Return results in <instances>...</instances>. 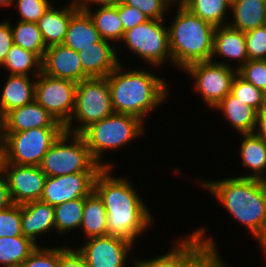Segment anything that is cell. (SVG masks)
<instances>
[{
	"label": "cell",
	"mask_w": 266,
	"mask_h": 267,
	"mask_svg": "<svg viewBox=\"0 0 266 267\" xmlns=\"http://www.w3.org/2000/svg\"><path fill=\"white\" fill-rule=\"evenodd\" d=\"M123 2L131 7L137 8L149 19L164 20V12L168 10L169 5L174 3L173 0H123ZM167 7V9H166Z\"/></svg>",
	"instance_id": "40"
},
{
	"label": "cell",
	"mask_w": 266,
	"mask_h": 267,
	"mask_svg": "<svg viewBox=\"0 0 266 267\" xmlns=\"http://www.w3.org/2000/svg\"><path fill=\"white\" fill-rule=\"evenodd\" d=\"M13 44L11 23L8 21L0 23V66Z\"/></svg>",
	"instance_id": "44"
},
{
	"label": "cell",
	"mask_w": 266,
	"mask_h": 267,
	"mask_svg": "<svg viewBox=\"0 0 266 267\" xmlns=\"http://www.w3.org/2000/svg\"><path fill=\"white\" fill-rule=\"evenodd\" d=\"M109 42L101 39L78 52L83 71L89 78L107 77L120 64L116 55L118 50Z\"/></svg>",
	"instance_id": "18"
},
{
	"label": "cell",
	"mask_w": 266,
	"mask_h": 267,
	"mask_svg": "<svg viewBox=\"0 0 266 267\" xmlns=\"http://www.w3.org/2000/svg\"><path fill=\"white\" fill-rule=\"evenodd\" d=\"M37 77L34 100L65 126L75 109L77 83L53 78L42 72Z\"/></svg>",
	"instance_id": "11"
},
{
	"label": "cell",
	"mask_w": 266,
	"mask_h": 267,
	"mask_svg": "<svg viewBox=\"0 0 266 267\" xmlns=\"http://www.w3.org/2000/svg\"><path fill=\"white\" fill-rule=\"evenodd\" d=\"M118 12L124 31L150 20L143 12L137 8L126 5L123 1L118 4Z\"/></svg>",
	"instance_id": "41"
},
{
	"label": "cell",
	"mask_w": 266,
	"mask_h": 267,
	"mask_svg": "<svg viewBox=\"0 0 266 267\" xmlns=\"http://www.w3.org/2000/svg\"><path fill=\"white\" fill-rule=\"evenodd\" d=\"M162 23L163 20L150 19L126 30L121 41L154 67L161 66L168 58L172 62L168 28Z\"/></svg>",
	"instance_id": "9"
},
{
	"label": "cell",
	"mask_w": 266,
	"mask_h": 267,
	"mask_svg": "<svg viewBox=\"0 0 266 267\" xmlns=\"http://www.w3.org/2000/svg\"><path fill=\"white\" fill-rule=\"evenodd\" d=\"M41 127H64L35 100L7 112L1 118V133L21 132Z\"/></svg>",
	"instance_id": "17"
},
{
	"label": "cell",
	"mask_w": 266,
	"mask_h": 267,
	"mask_svg": "<svg viewBox=\"0 0 266 267\" xmlns=\"http://www.w3.org/2000/svg\"><path fill=\"white\" fill-rule=\"evenodd\" d=\"M35 81L30 76L10 74L0 97V118L10 110L31 103L35 96Z\"/></svg>",
	"instance_id": "23"
},
{
	"label": "cell",
	"mask_w": 266,
	"mask_h": 267,
	"mask_svg": "<svg viewBox=\"0 0 266 267\" xmlns=\"http://www.w3.org/2000/svg\"><path fill=\"white\" fill-rule=\"evenodd\" d=\"M183 70L194 78L195 90L211 108L231 92L233 80L237 75V67L233 69L229 64L212 60L192 63Z\"/></svg>",
	"instance_id": "10"
},
{
	"label": "cell",
	"mask_w": 266,
	"mask_h": 267,
	"mask_svg": "<svg viewBox=\"0 0 266 267\" xmlns=\"http://www.w3.org/2000/svg\"><path fill=\"white\" fill-rule=\"evenodd\" d=\"M94 13L91 10L86 11L92 19L95 28L98 30L101 38L111 42L122 40L124 36V29L121 19L119 17L117 6H101Z\"/></svg>",
	"instance_id": "28"
},
{
	"label": "cell",
	"mask_w": 266,
	"mask_h": 267,
	"mask_svg": "<svg viewBox=\"0 0 266 267\" xmlns=\"http://www.w3.org/2000/svg\"><path fill=\"white\" fill-rule=\"evenodd\" d=\"M20 21L37 23L51 6L48 0H16Z\"/></svg>",
	"instance_id": "39"
},
{
	"label": "cell",
	"mask_w": 266,
	"mask_h": 267,
	"mask_svg": "<svg viewBox=\"0 0 266 267\" xmlns=\"http://www.w3.org/2000/svg\"><path fill=\"white\" fill-rule=\"evenodd\" d=\"M223 112L226 120L240 134L254 133L258 111L242 103L231 93L227 94L215 107Z\"/></svg>",
	"instance_id": "25"
},
{
	"label": "cell",
	"mask_w": 266,
	"mask_h": 267,
	"mask_svg": "<svg viewBox=\"0 0 266 267\" xmlns=\"http://www.w3.org/2000/svg\"><path fill=\"white\" fill-rule=\"evenodd\" d=\"M181 4L214 27L227 25L223 20L231 8V0H183Z\"/></svg>",
	"instance_id": "30"
},
{
	"label": "cell",
	"mask_w": 266,
	"mask_h": 267,
	"mask_svg": "<svg viewBox=\"0 0 266 267\" xmlns=\"http://www.w3.org/2000/svg\"><path fill=\"white\" fill-rule=\"evenodd\" d=\"M205 231L203 227L196 229L192 235L183 237L176 242L175 247L168 252L155 259L136 260L135 267H189L207 248V244L203 239Z\"/></svg>",
	"instance_id": "15"
},
{
	"label": "cell",
	"mask_w": 266,
	"mask_h": 267,
	"mask_svg": "<svg viewBox=\"0 0 266 267\" xmlns=\"http://www.w3.org/2000/svg\"><path fill=\"white\" fill-rule=\"evenodd\" d=\"M42 73L76 83L89 78L83 71L78 52L63 44L47 47L42 59Z\"/></svg>",
	"instance_id": "16"
},
{
	"label": "cell",
	"mask_w": 266,
	"mask_h": 267,
	"mask_svg": "<svg viewBox=\"0 0 266 267\" xmlns=\"http://www.w3.org/2000/svg\"><path fill=\"white\" fill-rule=\"evenodd\" d=\"M37 246L24 235L0 237V263L4 267H19Z\"/></svg>",
	"instance_id": "29"
},
{
	"label": "cell",
	"mask_w": 266,
	"mask_h": 267,
	"mask_svg": "<svg viewBox=\"0 0 266 267\" xmlns=\"http://www.w3.org/2000/svg\"><path fill=\"white\" fill-rule=\"evenodd\" d=\"M133 245L124 238L106 235L88 238L77 250L89 267H124Z\"/></svg>",
	"instance_id": "12"
},
{
	"label": "cell",
	"mask_w": 266,
	"mask_h": 267,
	"mask_svg": "<svg viewBox=\"0 0 266 267\" xmlns=\"http://www.w3.org/2000/svg\"><path fill=\"white\" fill-rule=\"evenodd\" d=\"M52 6L36 23L47 47L63 43L71 16L79 9L77 0L61 10H56Z\"/></svg>",
	"instance_id": "20"
},
{
	"label": "cell",
	"mask_w": 266,
	"mask_h": 267,
	"mask_svg": "<svg viewBox=\"0 0 266 267\" xmlns=\"http://www.w3.org/2000/svg\"><path fill=\"white\" fill-rule=\"evenodd\" d=\"M36 66V67H35ZM1 67L10 70L12 75H24L29 76L33 67L36 68V77L42 72V59L35 53L29 50H25L20 46L13 44L6 59Z\"/></svg>",
	"instance_id": "31"
},
{
	"label": "cell",
	"mask_w": 266,
	"mask_h": 267,
	"mask_svg": "<svg viewBox=\"0 0 266 267\" xmlns=\"http://www.w3.org/2000/svg\"><path fill=\"white\" fill-rule=\"evenodd\" d=\"M208 248L189 267H225V263L220 260L221 256L216 251L215 241L209 237L204 238Z\"/></svg>",
	"instance_id": "42"
},
{
	"label": "cell",
	"mask_w": 266,
	"mask_h": 267,
	"mask_svg": "<svg viewBox=\"0 0 266 267\" xmlns=\"http://www.w3.org/2000/svg\"><path fill=\"white\" fill-rule=\"evenodd\" d=\"M19 267H59V247L37 246Z\"/></svg>",
	"instance_id": "38"
},
{
	"label": "cell",
	"mask_w": 266,
	"mask_h": 267,
	"mask_svg": "<svg viewBox=\"0 0 266 267\" xmlns=\"http://www.w3.org/2000/svg\"><path fill=\"white\" fill-rule=\"evenodd\" d=\"M115 113L130 114L143 120L167 98V83L149 71L123 72L119 64L107 77Z\"/></svg>",
	"instance_id": "3"
},
{
	"label": "cell",
	"mask_w": 266,
	"mask_h": 267,
	"mask_svg": "<svg viewBox=\"0 0 266 267\" xmlns=\"http://www.w3.org/2000/svg\"><path fill=\"white\" fill-rule=\"evenodd\" d=\"M140 118L122 113H113L87 128L80 135L83 137L91 155L102 168H113L112 164L101 163L104 150L117 149L127 142L144 134Z\"/></svg>",
	"instance_id": "5"
},
{
	"label": "cell",
	"mask_w": 266,
	"mask_h": 267,
	"mask_svg": "<svg viewBox=\"0 0 266 267\" xmlns=\"http://www.w3.org/2000/svg\"><path fill=\"white\" fill-rule=\"evenodd\" d=\"M97 173H74L46 177L40 200L56 206L67 201L85 198L94 190Z\"/></svg>",
	"instance_id": "14"
},
{
	"label": "cell",
	"mask_w": 266,
	"mask_h": 267,
	"mask_svg": "<svg viewBox=\"0 0 266 267\" xmlns=\"http://www.w3.org/2000/svg\"><path fill=\"white\" fill-rule=\"evenodd\" d=\"M114 113L111 91L106 77H92L77 83L75 109L65 131L80 134L89 125ZM73 118L79 120V127L71 126ZM74 130V131H73ZM72 131V132H71Z\"/></svg>",
	"instance_id": "7"
},
{
	"label": "cell",
	"mask_w": 266,
	"mask_h": 267,
	"mask_svg": "<svg viewBox=\"0 0 266 267\" xmlns=\"http://www.w3.org/2000/svg\"><path fill=\"white\" fill-rule=\"evenodd\" d=\"M231 28L246 32L266 25V0H231Z\"/></svg>",
	"instance_id": "24"
},
{
	"label": "cell",
	"mask_w": 266,
	"mask_h": 267,
	"mask_svg": "<svg viewBox=\"0 0 266 267\" xmlns=\"http://www.w3.org/2000/svg\"><path fill=\"white\" fill-rule=\"evenodd\" d=\"M249 60H266V25L245 32Z\"/></svg>",
	"instance_id": "36"
},
{
	"label": "cell",
	"mask_w": 266,
	"mask_h": 267,
	"mask_svg": "<svg viewBox=\"0 0 266 267\" xmlns=\"http://www.w3.org/2000/svg\"><path fill=\"white\" fill-rule=\"evenodd\" d=\"M14 2V0H0V6H8V5H12V4H14L13 3Z\"/></svg>",
	"instance_id": "49"
},
{
	"label": "cell",
	"mask_w": 266,
	"mask_h": 267,
	"mask_svg": "<svg viewBox=\"0 0 266 267\" xmlns=\"http://www.w3.org/2000/svg\"><path fill=\"white\" fill-rule=\"evenodd\" d=\"M177 15L168 28L172 63L188 65L212 60L216 27L191 13L178 2Z\"/></svg>",
	"instance_id": "4"
},
{
	"label": "cell",
	"mask_w": 266,
	"mask_h": 267,
	"mask_svg": "<svg viewBox=\"0 0 266 267\" xmlns=\"http://www.w3.org/2000/svg\"><path fill=\"white\" fill-rule=\"evenodd\" d=\"M223 58L238 59L239 66L245 64L249 60L245 32L231 28L229 25L216 27L214 32V43L212 58L215 55Z\"/></svg>",
	"instance_id": "22"
},
{
	"label": "cell",
	"mask_w": 266,
	"mask_h": 267,
	"mask_svg": "<svg viewBox=\"0 0 266 267\" xmlns=\"http://www.w3.org/2000/svg\"><path fill=\"white\" fill-rule=\"evenodd\" d=\"M230 93L242 103L253 107L257 111L262 109L266 104L263 91L241 78L238 74L233 80Z\"/></svg>",
	"instance_id": "34"
},
{
	"label": "cell",
	"mask_w": 266,
	"mask_h": 267,
	"mask_svg": "<svg viewBox=\"0 0 266 267\" xmlns=\"http://www.w3.org/2000/svg\"><path fill=\"white\" fill-rule=\"evenodd\" d=\"M79 1V2H78ZM78 7L82 10H89V3L101 6H117L123 0H78Z\"/></svg>",
	"instance_id": "47"
},
{
	"label": "cell",
	"mask_w": 266,
	"mask_h": 267,
	"mask_svg": "<svg viewBox=\"0 0 266 267\" xmlns=\"http://www.w3.org/2000/svg\"><path fill=\"white\" fill-rule=\"evenodd\" d=\"M11 30L15 45L32 51L43 59L47 46L36 23L19 21L14 28L11 25Z\"/></svg>",
	"instance_id": "32"
},
{
	"label": "cell",
	"mask_w": 266,
	"mask_h": 267,
	"mask_svg": "<svg viewBox=\"0 0 266 267\" xmlns=\"http://www.w3.org/2000/svg\"><path fill=\"white\" fill-rule=\"evenodd\" d=\"M1 118H0V137H1Z\"/></svg>",
	"instance_id": "51"
},
{
	"label": "cell",
	"mask_w": 266,
	"mask_h": 267,
	"mask_svg": "<svg viewBox=\"0 0 266 267\" xmlns=\"http://www.w3.org/2000/svg\"><path fill=\"white\" fill-rule=\"evenodd\" d=\"M262 91H263L265 98H266V84H265V88Z\"/></svg>",
	"instance_id": "50"
},
{
	"label": "cell",
	"mask_w": 266,
	"mask_h": 267,
	"mask_svg": "<svg viewBox=\"0 0 266 267\" xmlns=\"http://www.w3.org/2000/svg\"><path fill=\"white\" fill-rule=\"evenodd\" d=\"M107 212L102 199L93 190L84 198V212L82 216V227L88 238L107 235Z\"/></svg>",
	"instance_id": "27"
},
{
	"label": "cell",
	"mask_w": 266,
	"mask_h": 267,
	"mask_svg": "<svg viewBox=\"0 0 266 267\" xmlns=\"http://www.w3.org/2000/svg\"><path fill=\"white\" fill-rule=\"evenodd\" d=\"M65 127H41L21 132L1 133L6 146V163L40 166Z\"/></svg>",
	"instance_id": "8"
},
{
	"label": "cell",
	"mask_w": 266,
	"mask_h": 267,
	"mask_svg": "<svg viewBox=\"0 0 266 267\" xmlns=\"http://www.w3.org/2000/svg\"><path fill=\"white\" fill-rule=\"evenodd\" d=\"M23 235L36 243L37 235L55 227L54 206L41 200L21 204Z\"/></svg>",
	"instance_id": "19"
},
{
	"label": "cell",
	"mask_w": 266,
	"mask_h": 267,
	"mask_svg": "<svg viewBox=\"0 0 266 267\" xmlns=\"http://www.w3.org/2000/svg\"><path fill=\"white\" fill-rule=\"evenodd\" d=\"M59 267H89L77 249L59 247Z\"/></svg>",
	"instance_id": "43"
},
{
	"label": "cell",
	"mask_w": 266,
	"mask_h": 267,
	"mask_svg": "<svg viewBox=\"0 0 266 267\" xmlns=\"http://www.w3.org/2000/svg\"><path fill=\"white\" fill-rule=\"evenodd\" d=\"M13 204L9 185L5 176L0 177V211L10 207Z\"/></svg>",
	"instance_id": "45"
},
{
	"label": "cell",
	"mask_w": 266,
	"mask_h": 267,
	"mask_svg": "<svg viewBox=\"0 0 266 267\" xmlns=\"http://www.w3.org/2000/svg\"><path fill=\"white\" fill-rule=\"evenodd\" d=\"M23 235L21 226V205L12 204L0 211V237Z\"/></svg>",
	"instance_id": "35"
},
{
	"label": "cell",
	"mask_w": 266,
	"mask_h": 267,
	"mask_svg": "<svg viewBox=\"0 0 266 267\" xmlns=\"http://www.w3.org/2000/svg\"><path fill=\"white\" fill-rule=\"evenodd\" d=\"M111 168H102L96 175L94 191L102 199L107 212V235L132 243L150 227L152 215L126 178L111 177Z\"/></svg>",
	"instance_id": "1"
},
{
	"label": "cell",
	"mask_w": 266,
	"mask_h": 267,
	"mask_svg": "<svg viewBox=\"0 0 266 267\" xmlns=\"http://www.w3.org/2000/svg\"><path fill=\"white\" fill-rule=\"evenodd\" d=\"M70 140L72 141L68 144ZM40 168L47 177L98 173L102 169L91 155L83 137L67 131H64L49 148Z\"/></svg>",
	"instance_id": "6"
},
{
	"label": "cell",
	"mask_w": 266,
	"mask_h": 267,
	"mask_svg": "<svg viewBox=\"0 0 266 267\" xmlns=\"http://www.w3.org/2000/svg\"><path fill=\"white\" fill-rule=\"evenodd\" d=\"M55 229L65 233L80 227L84 212V198L67 201L54 206Z\"/></svg>",
	"instance_id": "33"
},
{
	"label": "cell",
	"mask_w": 266,
	"mask_h": 267,
	"mask_svg": "<svg viewBox=\"0 0 266 267\" xmlns=\"http://www.w3.org/2000/svg\"><path fill=\"white\" fill-rule=\"evenodd\" d=\"M244 139L240 145L242 164L252 169L254 174L241 176V178H254L266 180L263 172L266 170V143L255 133L240 134Z\"/></svg>",
	"instance_id": "26"
},
{
	"label": "cell",
	"mask_w": 266,
	"mask_h": 267,
	"mask_svg": "<svg viewBox=\"0 0 266 267\" xmlns=\"http://www.w3.org/2000/svg\"><path fill=\"white\" fill-rule=\"evenodd\" d=\"M101 39L89 14L79 8L71 16L62 44L79 52L84 48L92 47L93 44L98 43Z\"/></svg>",
	"instance_id": "21"
},
{
	"label": "cell",
	"mask_w": 266,
	"mask_h": 267,
	"mask_svg": "<svg viewBox=\"0 0 266 267\" xmlns=\"http://www.w3.org/2000/svg\"><path fill=\"white\" fill-rule=\"evenodd\" d=\"M4 176L13 204L40 200L47 177L40 166L6 163Z\"/></svg>",
	"instance_id": "13"
},
{
	"label": "cell",
	"mask_w": 266,
	"mask_h": 267,
	"mask_svg": "<svg viewBox=\"0 0 266 267\" xmlns=\"http://www.w3.org/2000/svg\"><path fill=\"white\" fill-rule=\"evenodd\" d=\"M202 184L252 232L266 253V180L231 177Z\"/></svg>",
	"instance_id": "2"
},
{
	"label": "cell",
	"mask_w": 266,
	"mask_h": 267,
	"mask_svg": "<svg viewBox=\"0 0 266 267\" xmlns=\"http://www.w3.org/2000/svg\"><path fill=\"white\" fill-rule=\"evenodd\" d=\"M237 74L256 88L263 90L266 84V60H248L237 68Z\"/></svg>",
	"instance_id": "37"
},
{
	"label": "cell",
	"mask_w": 266,
	"mask_h": 267,
	"mask_svg": "<svg viewBox=\"0 0 266 267\" xmlns=\"http://www.w3.org/2000/svg\"><path fill=\"white\" fill-rule=\"evenodd\" d=\"M256 128L254 133L266 143V104L257 113Z\"/></svg>",
	"instance_id": "46"
},
{
	"label": "cell",
	"mask_w": 266,
	"mask_h": 267,
	"mask_svg": "<svg viewBox=\"0 0 266 267\" xmlns=\"http://www.w3.org/2000/svg\"><path fill=\"white\" fill-rule=\"evenodd\" d=\"M6 164V146L3 137H0V177L4 176Z\"/></svg>",
	"instance_id": "48"
}]
</instances>
